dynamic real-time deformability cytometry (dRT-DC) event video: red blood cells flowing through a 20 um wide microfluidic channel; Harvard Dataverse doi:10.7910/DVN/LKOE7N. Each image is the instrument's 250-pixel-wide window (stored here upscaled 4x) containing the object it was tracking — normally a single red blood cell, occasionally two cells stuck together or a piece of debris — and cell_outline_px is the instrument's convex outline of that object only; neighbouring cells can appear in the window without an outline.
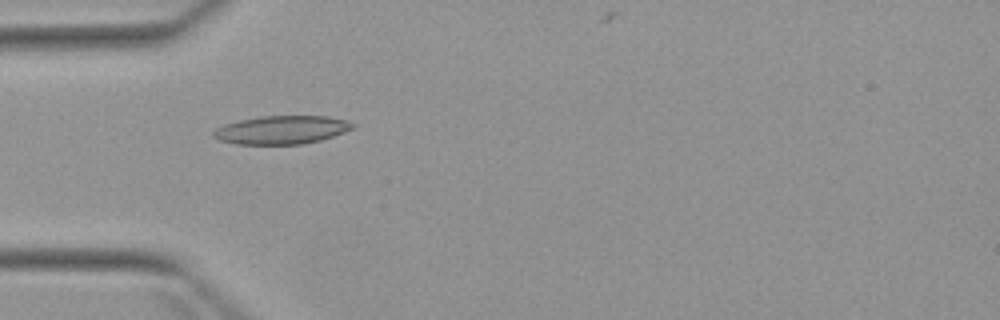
{"species": "Egyptian fruit bat (a non-hibernating species)", "species_latin": "Rousettus aegyptiacus", "temperature_condition": "warm", "stored_images_in_passage": 2, "camera_frame_rate_fps": 3000, "um_per_image_px": 0.085, "animal": {"sex": "female"}, "frame": {"image": 1, "passage_image": 1, "time_ms": 0.0, "image_size_px": [1000, 320], "cell_outline_px": [[356, 124], [352, 128], [344, 132], [320, 140], [300, 144], [236, 144], [220, 140], [212, 136], [212, 132], [216, 128], [224, 124], [240, 120], [260, 116], [328, 116], [348, 120]], "centroid_in_image_um": [23.93, 11.03], "position_along_channel_um": 61.1, "area_um2": 22.95}}
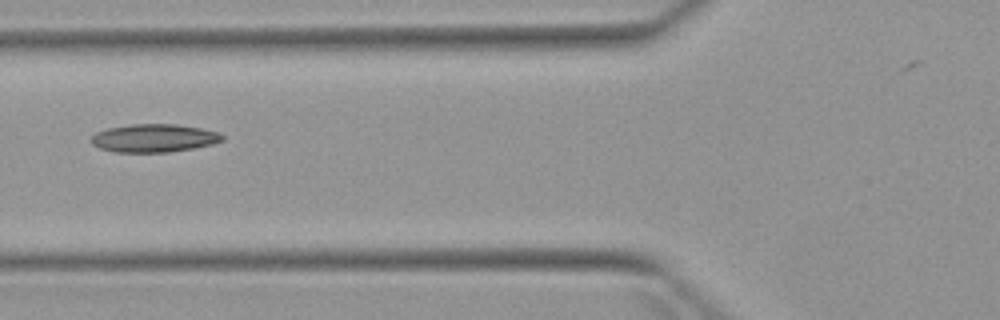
{"frame": {"image": 2, "passage_image": 2, "time_ms": 1.333, "image_size_px": [1000, 320], "cell_outline_px": [[224, 140], [212, 144], [192, 148], [168, 152], [116, 152], [100, 148], [92, 144], [92, 136], [96, 132], [108, 128], [132, 124], [176, 124], [200, 128], [216, 132], [224, 136]], "centroid_in_image_um": [13.08, 11.74], "position_along_channel_um": 112.7, "area_um2": 21.27}}